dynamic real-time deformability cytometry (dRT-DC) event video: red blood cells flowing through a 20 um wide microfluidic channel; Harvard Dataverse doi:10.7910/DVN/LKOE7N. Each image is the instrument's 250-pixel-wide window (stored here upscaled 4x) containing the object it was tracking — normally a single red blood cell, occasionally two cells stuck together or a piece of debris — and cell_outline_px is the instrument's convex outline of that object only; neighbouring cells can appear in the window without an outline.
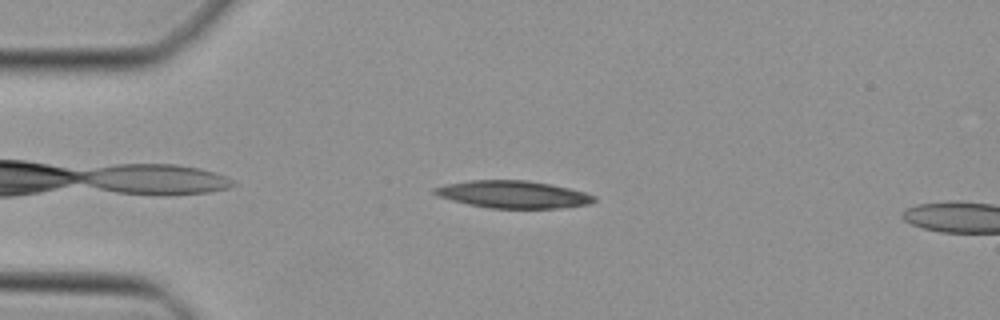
{"species": "Egyptian fruit bat (a non-hibernating species)", "species_latin": "Rousettus aegyptiacus", "temperature_condition": "cold", "stored_images_in_passage": 4, "camera_frame_rate_fps": 3000, "um_per_image_px": 0.085, "animal": {"sex": "female"}, "frame": {"image": 1, "passage_image": 1, "time_ms": 0.0, "image_size_px": [1000, 320], "cell_outline_px": [[596, 200], [588, 204], [560, 208], [492, 208], [468, 204], [452, 200], [440, 196], [432, 192], [432, 188], [444, 184], [472, 180], [528, 180], [568, 188], [584, 192], [596, 196]], "centroid_in_image_um": [43.6, 16.52], "position_along_channel_um": 41.4, "area_um2": 25.26}}